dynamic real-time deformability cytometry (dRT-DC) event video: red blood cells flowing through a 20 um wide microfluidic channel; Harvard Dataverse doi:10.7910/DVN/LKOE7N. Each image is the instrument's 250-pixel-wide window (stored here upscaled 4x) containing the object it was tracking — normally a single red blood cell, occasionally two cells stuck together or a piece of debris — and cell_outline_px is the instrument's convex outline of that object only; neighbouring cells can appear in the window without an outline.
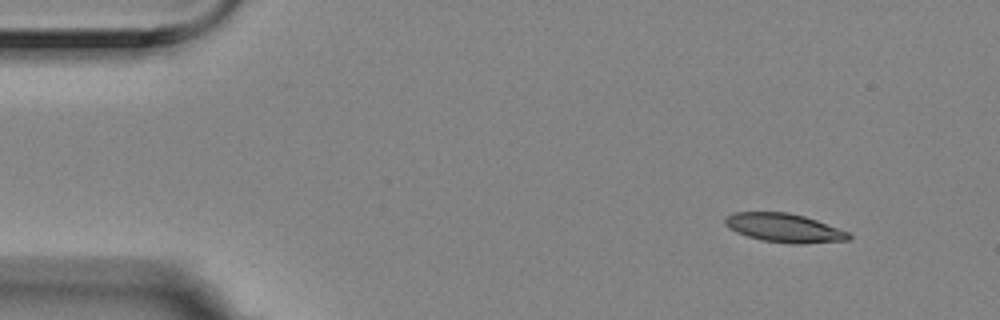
{"species": "Egyptian fruit bat (a non-hibernating species)", "species_latin": "Rousettus aegyptiacus", "temperature_condition": "room temperature", "stored_images_in_passage": 4, "camera_frame_rate_fps": 3000, "um_per_image_px": 0.085, "animal": {"sex": "female"}, "frame": {"image": 1, "passage_image": 1, "time_ms": 0.0, "image_size_px": [1000, 320], "cell_outline_px": [[852, 240], [792, 244], [764, 240], [748, 236], [736, 232], [728, 228], [724, 224], [724, 216], [732, 212], [788, 212], [804, 216], [816, 220], [848, 232], [852, 236]], "centroid_in_image_um": [66.62, 19.36], "position_along_channel_um": 18.4, "area_um2": 20.69}}